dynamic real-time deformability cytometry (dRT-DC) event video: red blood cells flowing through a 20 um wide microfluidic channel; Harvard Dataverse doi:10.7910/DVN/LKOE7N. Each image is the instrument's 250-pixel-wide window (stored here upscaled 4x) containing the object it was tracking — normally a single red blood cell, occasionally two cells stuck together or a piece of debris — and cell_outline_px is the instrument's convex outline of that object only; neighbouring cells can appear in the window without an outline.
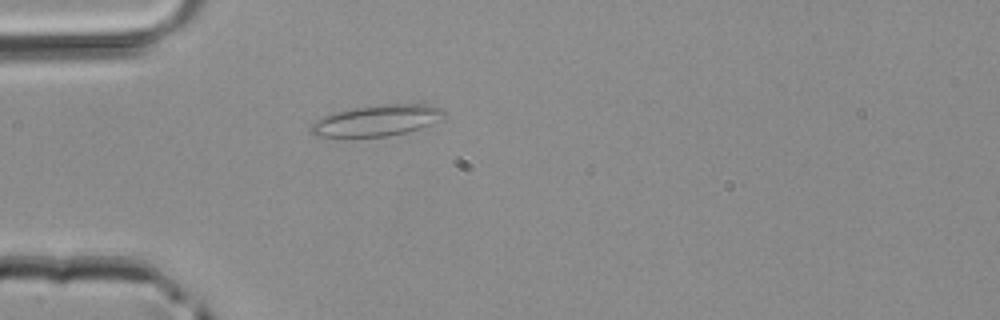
{"species": "common noctule bat (a hibernating species)", "species_latin": "Nyctalus noctula", "temperature_condition": "room temperature", "stored_images_in_passage": 2, "camera_frame_rate_fps": 3000, "um_per_image_px": 0.085, "animal": {"sex": "male", "body_mass_g": 20.4}, "frame": {"image": 1, "passage_image": 2, "time_ms": 0.333, "image_size_px": [1000, 320], "cell_outline_px": [[444, 116], [420, 128], [408, 132], [388, 136], [316, 136], [312, 132], [312, 124], [316, 120], [336, 112], [356, 108], [384, 104], [424, 104], [444, 108]], "centroid_in_image_um": [32.07, 10.23], "position_along_channel_um": 52.9, "area_um2": 23.41}}